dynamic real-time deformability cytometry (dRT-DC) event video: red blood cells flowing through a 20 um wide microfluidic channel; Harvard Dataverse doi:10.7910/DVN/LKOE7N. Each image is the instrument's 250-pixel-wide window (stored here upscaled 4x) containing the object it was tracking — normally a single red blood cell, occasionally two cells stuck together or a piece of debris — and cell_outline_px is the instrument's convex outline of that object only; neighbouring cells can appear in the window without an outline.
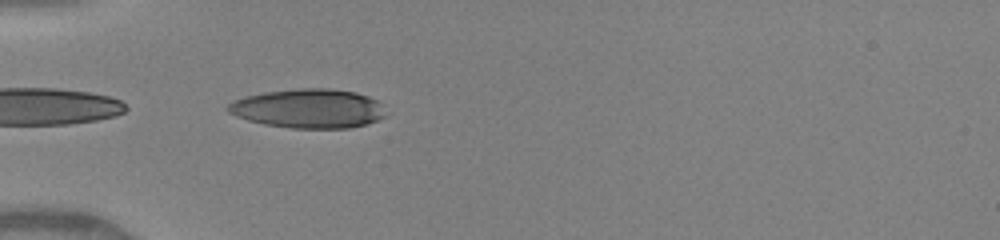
{"species": "human", "species_latin": "Homo sapiens", "temperature_condition": "warm", "stored_images_in_passage": 4, "camera_frame_rate_fps": 3000, "um_per_image_px": 0.085, "donor": {"sex": "female"}, "frame": {"image": 1, "passage_image": 3, "time_ms": 0.333, "image_size_px": [1000, 240], "cell_outline_px": [[384, 116], [376, 120], [364, 124], [348, 128], [292, 128], [264, 124], [248, 120], [236, 116], [228, 112], [224, 108], [228, 104], [244, 96], [264, 92], [296, 88], [328, 88], [356, 92], [368, 96], [376, 100], [380, 104]], "centroid_in_image_um": [26.16, 9.21], "position_along_channel_um": 58.8, "area_um2": 35.84}}